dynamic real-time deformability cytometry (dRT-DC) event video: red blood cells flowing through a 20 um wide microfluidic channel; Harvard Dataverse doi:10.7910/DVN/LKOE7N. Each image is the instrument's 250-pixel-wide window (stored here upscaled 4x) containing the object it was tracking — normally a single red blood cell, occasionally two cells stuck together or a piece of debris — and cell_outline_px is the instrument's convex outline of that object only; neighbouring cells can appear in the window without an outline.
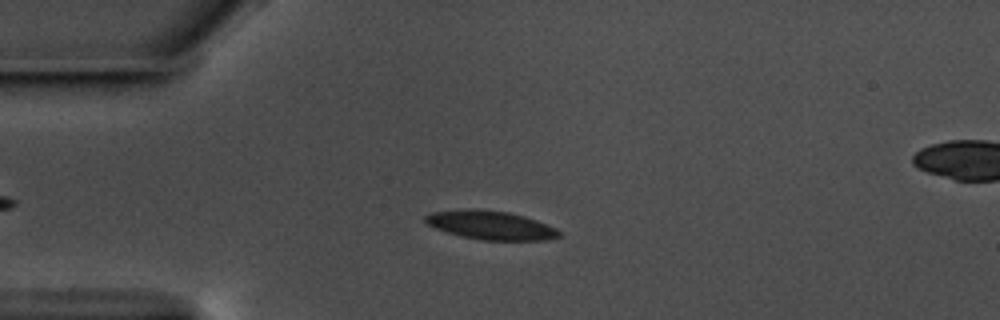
{"species": "common noctule bat (a hibernating species)", "species_latin": "Nyctalus noctula", "temperature_condition": "warm", "stored_images_in_passage": 50, "camera_frame_rate_fps": 3000, "um_per_image_px": 0.085, "animal": {"sex": "male", "body_mass_g": 17.5, "forearm_length_mm": 52.3}, "frame": {"image": 1, "passage_image": 12, "time_ms": 3.667, "image_size_px": [1000, 320], "cell_outline_px": [[560, 236], [544, 240], [484, 240], [464, 236], [448, 232], [436, 228], [428, 224], [424, 220], [424, 216], [428, 212], [460, 208], [476, 208], [508, 212], [524, 216], [536, 220], [556, 228], [560, 232]], "centroid_in_image_um": [41.66, 19.11], "position_along_channel_um": 43.3, "area_um2": 22.43}}
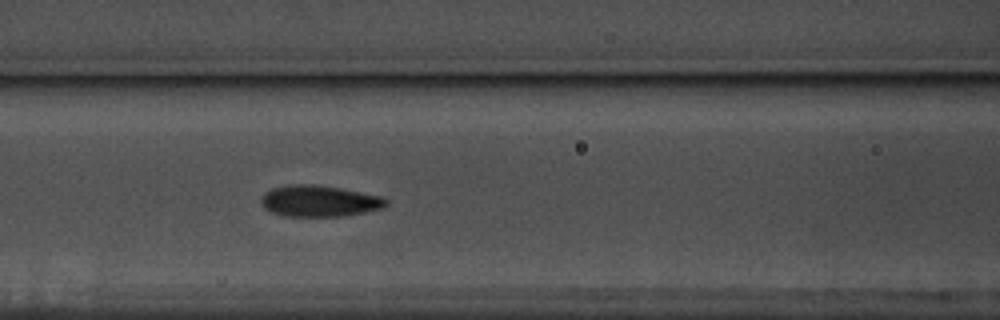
{"frame": {"image": 2, "passage_image": 22, "time_ms": 7.0, "image_size_px": [1000, 320], "cell_outline_px": [[388, 204], [380, 208], [364, 212], [344, 216], [288, 216], [272, 212], [264, 208], [260, 204], [260, 200], [264, 192], [272, 188], [288, 184], [312, 184], [340, 188], [384, 196], [388, 200]], "centroid_in_image_um": [27.12, 17.07], "position_along_channel_um": 139.5, "area_um2": 22.89}}
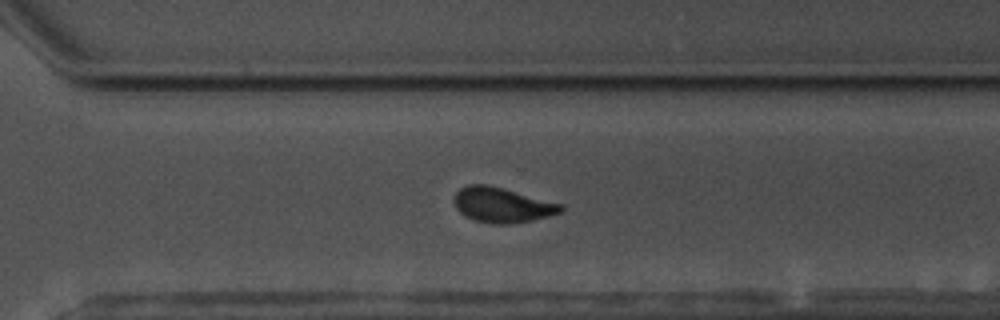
{"frame": {"image": 3, "passage_image": 38, "time_ms": 12.333, "image_size_px": [1000, 320], "cell_outline_px": [[564, 212], [532, 220], [512, 224], [492, 224], [476, 220], [464, 216], [456, 208], [452, 200], [456, 192], [460, 188], [468, 184], [488, 184], [564, 204]], "centroid_in_image_um": [42.69, 17.42], "position_along_channel_um": 327.9, "area_um2": 22.08}, "authors_computed_cell_mechanics": {"area_um2": 21.9351, "velocity_mm_per_s": 3.5412, "shape_relaxation_time_tau1_ms": 3.6663, "shape_relaxation_time_tau2_ms": 1.8917, "deformation_change_tau1": 0.1244, "deformation_change_tau2": 0.0744}}